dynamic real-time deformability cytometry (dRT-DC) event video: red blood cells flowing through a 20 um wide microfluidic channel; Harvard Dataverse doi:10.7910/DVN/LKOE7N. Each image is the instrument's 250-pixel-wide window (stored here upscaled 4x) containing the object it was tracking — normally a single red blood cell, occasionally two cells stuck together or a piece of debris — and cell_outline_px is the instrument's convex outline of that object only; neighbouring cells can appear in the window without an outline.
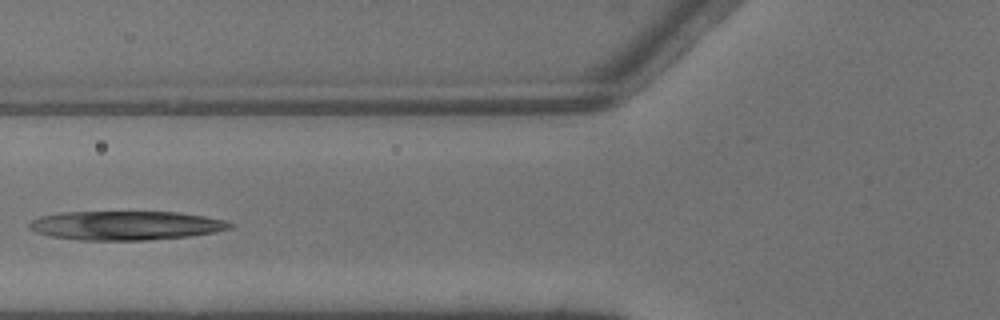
{"species": "common noctule bat (a hibernating species)", "species_latin": "Nyctalus noctula", "temperature_condition": "warm", "stored_images_in_passage": 5, "camera_frame_rate_fps": 3000, "um_per_image_px": 0.085, "animal": {"sex": "male", "body_mass_g": 13.3}, "frame": {"image": 1, "passage_image": 4, "time_ms": 1.0, "image_size_px": [1000, 320], "cell_outline_px": [[236, 224], [232, 228], [216, 232], [192, 236], [148, 240], [80, 240], [48, 236], [36, 232], [28, 228], [28, 224], [32, 220], [40, 216], [60, 212], [180, 212], [204, 216], [224, 220]], "centroid_in_image_um": [10.71, 19.17], "position_along_channel_um": 115.1, "area_um2": 34.28}}
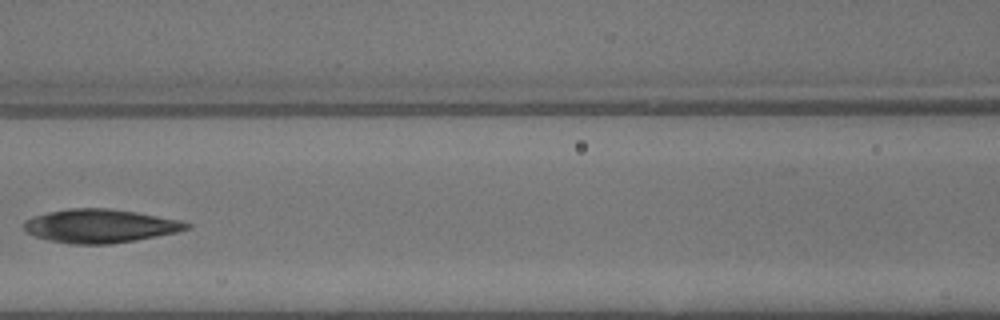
{"frame": {"image": 2, "passage_image": 5, "time_ms": 1.333, "image_size_px": [1000, 320], "cell_outline_px": [[192, 228], [176, 232], [136, 240], [108, 244], [68, 244], [48, 240], [36, 236], [28, 232], [24, 228], [24, 220], [32, 216], [48, 212], [68, 208], [108, 208], [136, 212], [180, 220], [192, 224]], "centroid_in_image_um": [8.51, 19.2], "position_along_channel_um": 158.1, "area_um2": 31.85}}